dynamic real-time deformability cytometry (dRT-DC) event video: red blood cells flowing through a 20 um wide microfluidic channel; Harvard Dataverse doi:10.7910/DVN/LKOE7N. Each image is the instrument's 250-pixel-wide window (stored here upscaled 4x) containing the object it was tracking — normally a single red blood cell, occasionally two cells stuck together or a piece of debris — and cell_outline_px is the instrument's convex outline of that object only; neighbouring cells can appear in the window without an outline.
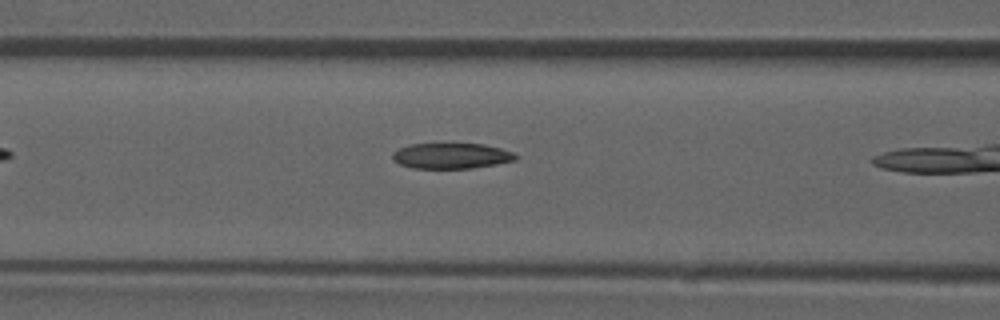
{"species": "common noctule bat (a hibernating species)", "species_latin": "Nyctalus noctula", "temperature_condition": "room temperature", "stored_images_in_passage": 10, "camera_frame_rate_fps": 3000, "um_per_image_px": 0.085, "animal": {"sex": "male", "forearm_length_mm": 52.5}, "frame": {"image": 1, "passage_image": 5, "time_ms": 1.333, "image_size_px": [1000, 320], "cell_outline_px": [[520, 156], [516, 160], [496, 164], [472, 168], [412, 168], [400, 164], [392, 160], [392, 152], [408, 144], [484, 144], [516, 152]], "centroid_in_image_um": [38.39, 13.24], "position_along_channel_um": 128.2, "area_um2": 18.5}}